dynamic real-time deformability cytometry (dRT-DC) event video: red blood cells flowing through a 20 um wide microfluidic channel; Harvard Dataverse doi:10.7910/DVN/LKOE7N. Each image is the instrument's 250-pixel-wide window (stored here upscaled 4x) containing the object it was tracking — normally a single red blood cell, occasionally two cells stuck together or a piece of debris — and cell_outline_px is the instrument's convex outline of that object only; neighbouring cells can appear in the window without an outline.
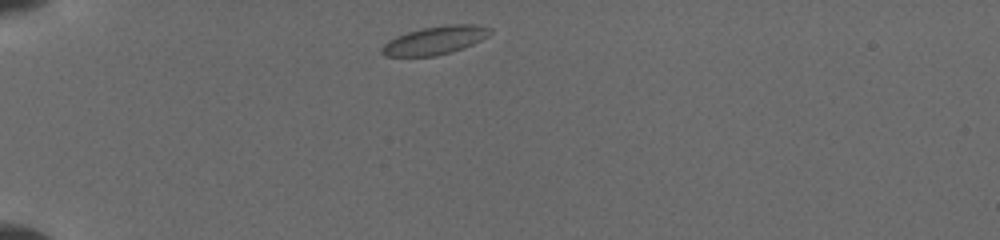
{"species": "common noctule bat (a hibernating species)", "species_latin": "Nyctalus noctula", "temperature_condition": "cold", "stored_images_in_passage": 18, "camera_frame_rate_fps": 3000, "um_per_image_px": 0.085, "animal": {"sex": "female", "body_mass_g": 19.5, "forearm_length_mm": 54.1}, "frame": {"image": 1, "passage_image": 1, "time_ms": 0.0, "image_size_px": [1000, 240], "cell_outline_px": [[492, 32], [488, 36], [464, 48], [452, 52], [436, 56], [384, 56], [380, 52], [380, 48], [388, 40], [396, 36], [408, 32], [424, 28], [444, 24], [476, 24], [492, 28]], "centroid_in_image_um": [36.98, 3.42], "position_along_channel_um": 48.0, "area_um2": 17.98}}
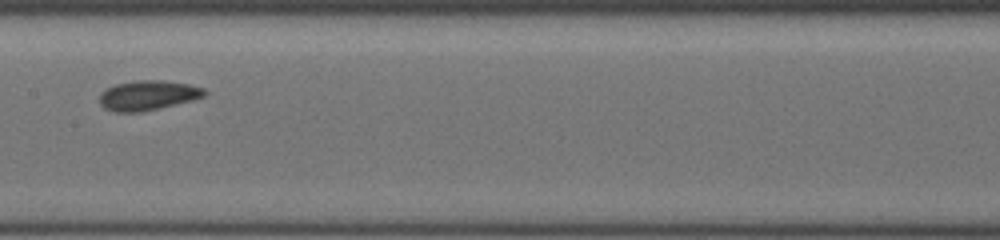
{"frame": {"image": 2, "passage_image": 11, "time_ms": 4.667, "image_size_px": [1000, 240], "cell_outline_px": [[208, 92], [204, 96], [192, 100], [140, 112], [116, 112], [104, 108], [100, 104], [100, 92], [116, 84], [136, 80], [164, 80], [188, 84], [204, 88]], "centroid_in_image_um": [12.57, 8.09], "position_along_channel_um": 194.8, "area_um2": 18.09}}
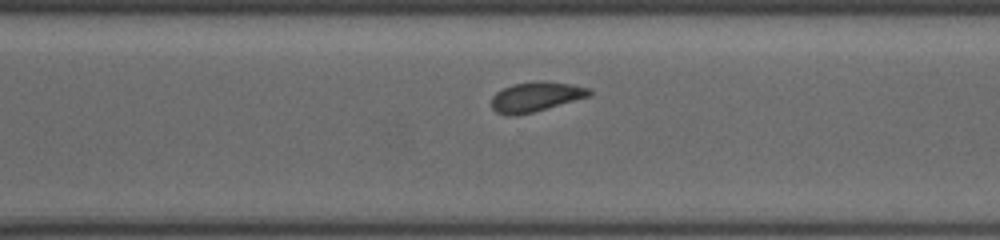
{"frame": {"image": 3, "passage_image": 18, "time_ms": 8.0, "image_size_px": [1000, 240], "cell_outline_px": [[592, 92], [588, 96], [532, 112], [516, 116], [508, 116], [496, 112], [492, 108], [492, 96], [496, 92], [512, 84], [544, 80], [572, 84], [592, 88]], "centroid_in_image_um": [45.53, 8.21], "position_along_channel_um": 325.1, "area_um2": 16.88}}